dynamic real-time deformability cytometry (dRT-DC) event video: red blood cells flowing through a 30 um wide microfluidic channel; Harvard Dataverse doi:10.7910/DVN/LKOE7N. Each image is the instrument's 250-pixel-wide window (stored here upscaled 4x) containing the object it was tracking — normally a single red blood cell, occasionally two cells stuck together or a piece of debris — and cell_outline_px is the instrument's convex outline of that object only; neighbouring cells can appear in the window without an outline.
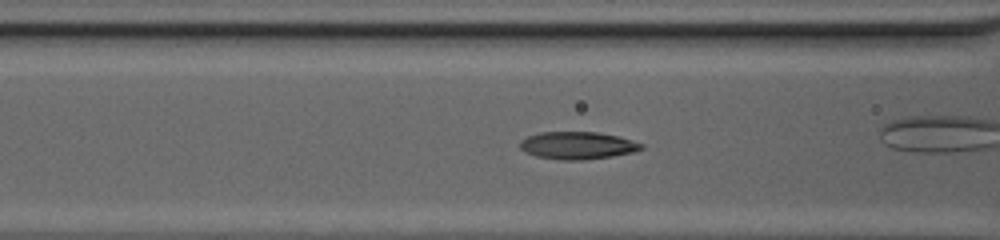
{"species": "common noctule bat (a hibernating species)", "species_latin": "Nyctalus noctula", "temperature_condition": "cold", "stored_images_in_passage": 51, "camera_frame_rate_fps": 3000, "um_per_image_px": 0.085, "animal": {"sex": "female", "body_mass_g": 20.0, "forearm_length_mm": 54.0}, "frame": {"image": 1, "passage_image": 22, "time_ms": 7.0, "image_size_px": [1000, 240], "cell_outline_px": [[644, 148], [632, 152], [612, 156], [584, 160], [560, 160], [536, 156], [520, 148], [520, 140], [528, 136], [540, 132], [596, 132], [616, 136], [632, 140], [644, 144]], "centroid_in_image_um": [49.09, 12.36], "position_along_channel_um": 117.5, "area_um2": 19.31}}
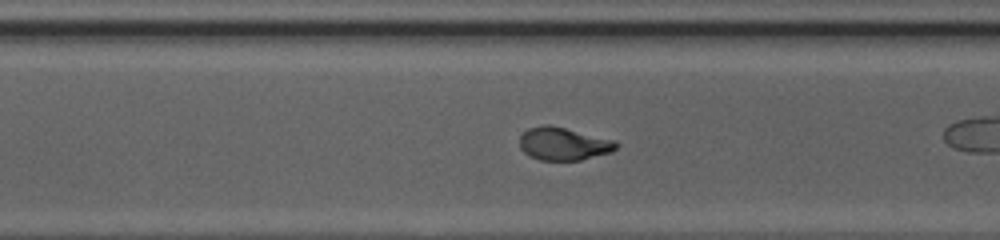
{"frame": {"image": 2, "passage_image": 37, "time_ms": 12.0, "image_size_px": [1000, 240], "cell_outline_px": [[620, 144], [612, 152], [580, 160], [540, 160], [528, 156], [520, 148], [520, 136], [528, 128], [544, 124], [548, 124], [612, 140]], "centroid_in_image_um": [47.86, 12.23], "position_along_channel_um": 322.7, "area_um2": 18.32}, "authors_computed_cell_mechanics": {"area_um2": 18.8428, "velocity_mm_per_s": 4.1162, "shape_relaxation_time_tau1_ms": 5.9109, "shape_relaxation_time_tau2_ms": 1.2136, "deformation_change_tau1": 0.1865, "deformation_change_tau2": 0.0686}}